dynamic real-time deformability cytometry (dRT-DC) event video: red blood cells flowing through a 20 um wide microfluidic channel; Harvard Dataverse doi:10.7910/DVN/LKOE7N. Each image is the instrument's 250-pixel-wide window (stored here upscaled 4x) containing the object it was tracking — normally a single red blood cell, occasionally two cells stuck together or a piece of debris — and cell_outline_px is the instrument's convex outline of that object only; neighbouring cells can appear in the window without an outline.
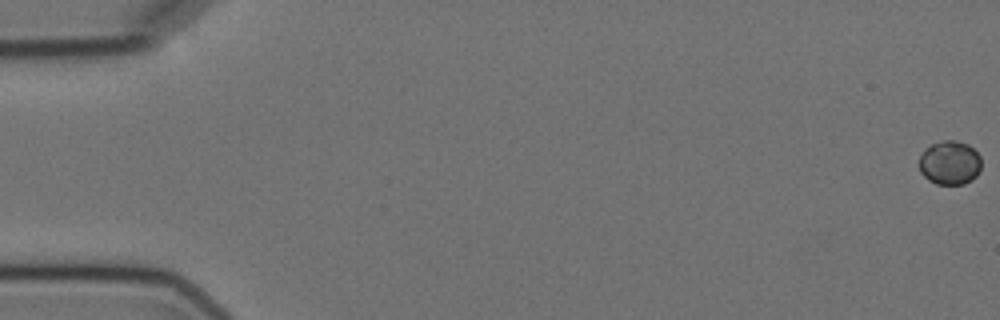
{"species": "Egyptian fruit bat (a non-hibernating species)", "species_latin": "Rousettus aegyptiacus", "temperature_condition": "cold", "stored_images_in_passage": 5, "camera_frame_rate_fps": 3000, "um_per_image_px": 0.085, "animal": {"sex": "female"}, "frame": {"image": 1, "passage_image": 1, "time_ms": 0.0, "image_size_px": [1000, 320], "cell_outline_px": [[980, 168], [976, 176], [972, 180], [964, 184], [936, 184], [928, 180], [920, 172], [920, 156], [924, 148], [932, 144], [944, 140], [956, 140], [968, 144], [980, 156]], "centroid_in_image_um": [80.72, 13.83], "position_along_channel_um": 4.3, "area_um2": 15.95}}
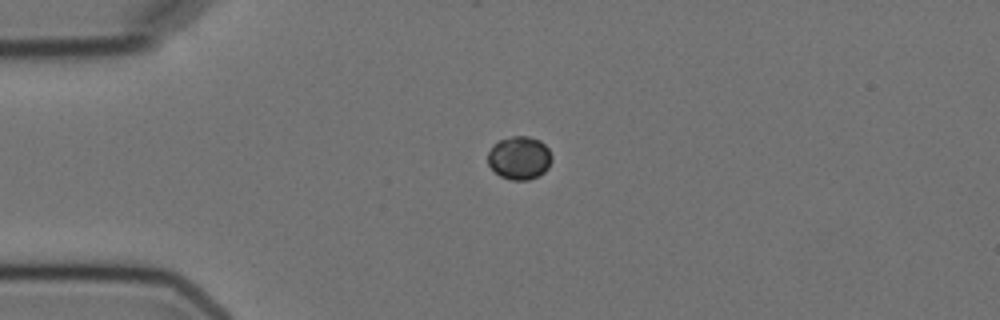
{"frame": {"image": 2, "passage_image": 5, "time_ms": 4.667, "image_size_px": [1000, 320], "cell_outline_px": [[552, 160], [548, 168], [544, 172], [528, 180], [512, 180], [500, 176], [488, 164], [488, 152], [492, 144], [500, 140], [512, 136], [528, 136], [540, 140], [548, 148], [552, 156]], "centroid_in_image_um": [44.15, 13.41], "position_along_channel_um": 40.9, "area_um2": 16.13}}